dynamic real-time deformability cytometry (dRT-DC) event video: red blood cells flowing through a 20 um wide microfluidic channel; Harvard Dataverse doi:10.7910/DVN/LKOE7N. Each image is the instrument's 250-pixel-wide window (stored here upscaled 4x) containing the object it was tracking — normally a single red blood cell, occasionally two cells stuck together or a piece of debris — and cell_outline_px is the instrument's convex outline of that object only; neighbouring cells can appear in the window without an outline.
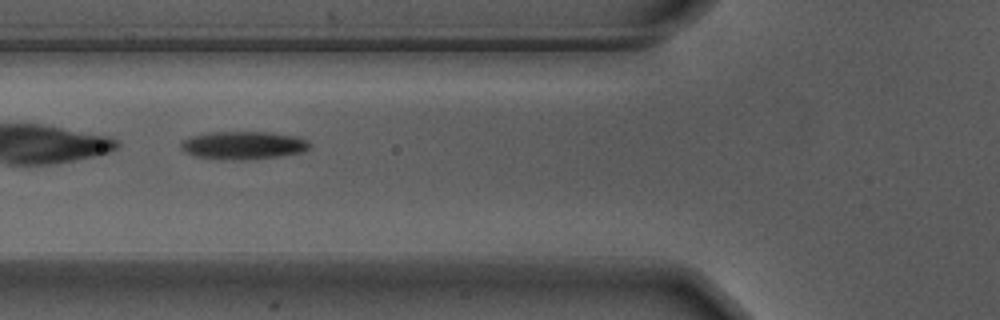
{"species": "Egyptian fruit bat (a non-hibernating species)", "species_latin": "Rousettus aegyptiacus", "temperature_condition": "warm", "stored_images_in_passage": 36, "camera_frame_rate_fps": 3000, "um_per_image_px": 0.085, "animal": {"sex": "male"}, "frame": {"image": 1, "passage_image": 9, "time_ms": 2.667, "image_size_px": [1000, 320], "cell_outline_px": [[312, 148], [304, 152], [280, 156], [240, 160], [224, 160], [196, 156], [184, 152], [180, 148], [180, 144], [184, 140], [192, 136], [208, 132], [268, 132], [300, 136], [308, 140], [312, 144]], "centroid_in_image_um": [20.74, 12.35], "position_along_channel_um": 105.1, "area_um2": 21.33}}
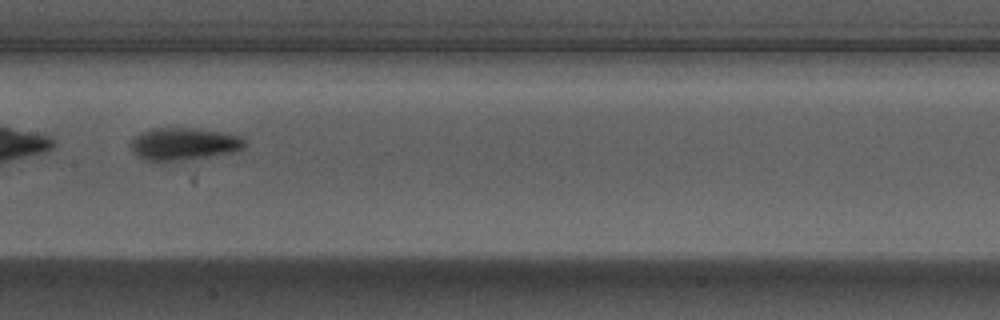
{"frame": {"image": 2, "passage_image": 16, "time_ms": 5.0, "image_size_px": [1000, 320], "cell_outline_px": [[248, 144], [240, 152], [180, 160], [144, 160], [136, 156], [132, 148], [132, 140], [140, 132], [152, 128], [196, 128], [224, 132], [240, 136]], "centroid_in_image_um": [15.7, 12.22], "position_along_channel_um": 191.7, "area_um2": 21.62}}
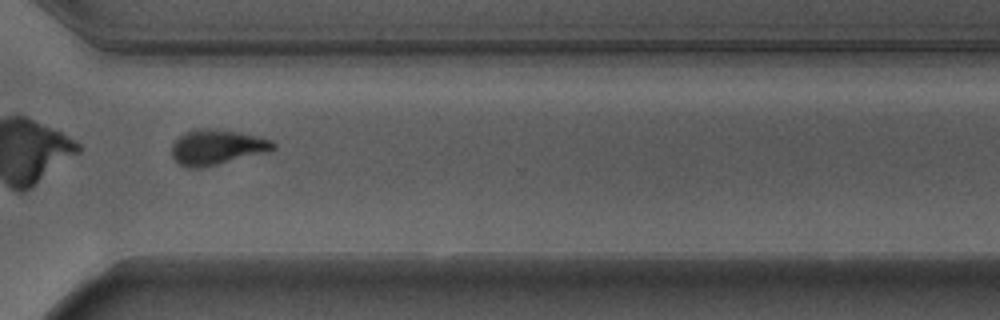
{"frame": {"image": 3, "passage_image": 29, "time_ms": 9.333, "image_size_px": [1000, 320], "cell_outline_px": [[276, 148], [268, 152], [204, 168], [184, 168], [172, 156], [172, 144], [180, 136], [196, 128], [212, 128], [236, 132], [256, 136], [272, 140], [276, 144]], "centroid_in_image_um": [18.45, 12.53], "position_along_channel_um": 352.2, "area_um2": 20.87}, "authors_computed_cell_mechanics": {"area_um2": 20.8947, "velocity_mm_per_s": 3.7045, "shape_relaxation_time_tau1_ms": 3.2594, "shape_relaxation_time_tau2_ms": 2.4591, "deformation_change_tau1": 0.1769, "deformation_change_tau2": 0.1033}}